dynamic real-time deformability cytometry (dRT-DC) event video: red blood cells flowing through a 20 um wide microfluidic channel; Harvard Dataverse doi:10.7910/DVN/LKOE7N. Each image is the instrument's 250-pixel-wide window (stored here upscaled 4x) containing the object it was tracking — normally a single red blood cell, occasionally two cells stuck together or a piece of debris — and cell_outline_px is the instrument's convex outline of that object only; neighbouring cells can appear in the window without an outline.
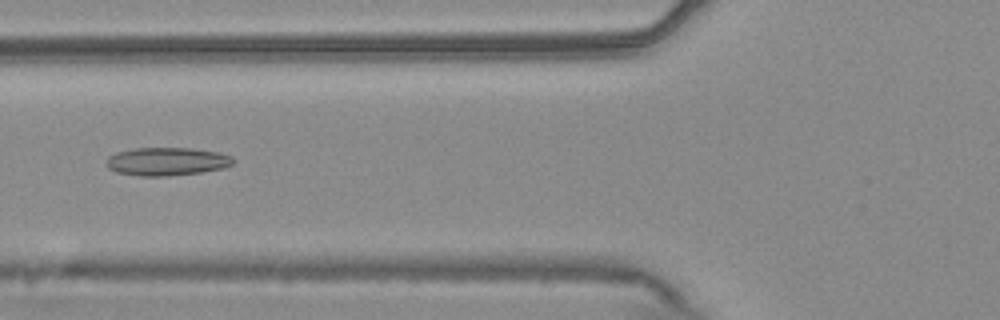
{"species": "common noctule bat (a hibernating species)", "species_latin": "Nyctalus noctula", "temperature_condition": "warm", "stored_images_in_passage": 45, "camera_frame_rate_fps": 3000, "um_per_image_px": 0.085, "animal": {"sex": "male", "body_mass_g": 20.4}, "frame": {"image": 1, "passage_image": 12, "time_ms": 3.667, "image_size_px": [1000, 320], "cell_outline_px": [[236, 160], [232, 164], [224, 168], [200, 172], [168, 176], [140, 176], [116, 172], [108, 168], [108, 156], [116, 152], [136, 148], [192, 148], [220, 152], [232, 156]], "centroid_in_image_um": [14.22, 13.72], "position_along_channel_um": 111.6, "area_um2": 20.87}}
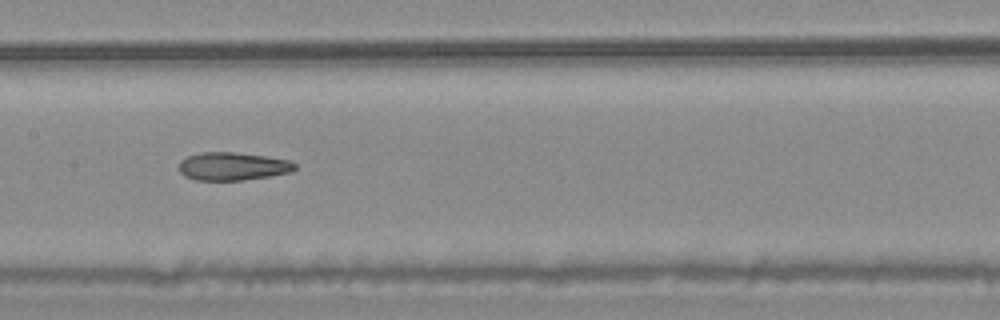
{"frame": {"image": 2, "passage_image": 18, "time_ms": 5.667, "image_size_px": [1000, 320], "cell_outline_px": [[296, 168], [292, 172], [244, 180], [192, 180], [184, 176], [180, 172], [180, 160], [188, 156], [204, 152], [236, 152], [264, 156], [288, 160], [296, 164]], "centroid_in_image_um": [19.77, 14.14], "position_along_channel_um": 187.6, "area_um2": 18.9}}
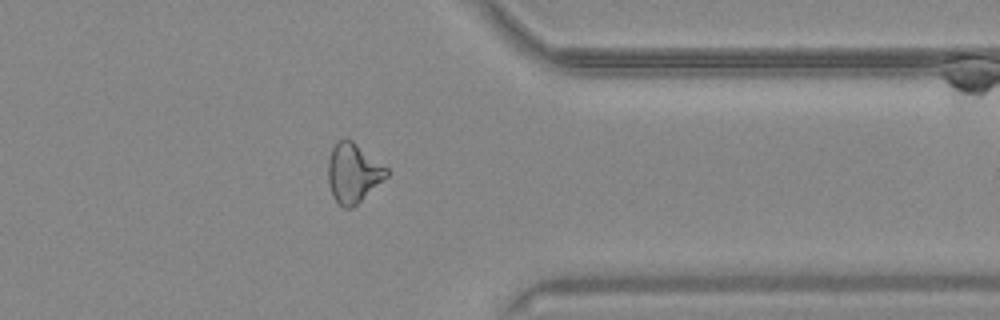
{"frame": {"image": 3, "passage_image": 34, "time_ms": 11.0, "image_size_px": [1000, 320], "cell_outline_px": [[388, 176], [352, 208], [344, 208], [332, 196], [328, 184], [328, 160], [332, 148], [340, 140], [352, 140], [388, 168]], "centroid_in_image_um": [30.02, 14.71], "position_along_channel_um": 381.4, "area_um2": 20.0}, "authors_computed_cell_mechanics": {"area_um2": 20.519, "velocity_mm_per_s": 3.7897, "shape_relaxation_time_tau1_ms": 9.8173, "shape_relaxation_time_tau2_ms": 4.0997, "deformation_change_tau1": 0.2289, "deformation_change_tau2": 0.1408}}